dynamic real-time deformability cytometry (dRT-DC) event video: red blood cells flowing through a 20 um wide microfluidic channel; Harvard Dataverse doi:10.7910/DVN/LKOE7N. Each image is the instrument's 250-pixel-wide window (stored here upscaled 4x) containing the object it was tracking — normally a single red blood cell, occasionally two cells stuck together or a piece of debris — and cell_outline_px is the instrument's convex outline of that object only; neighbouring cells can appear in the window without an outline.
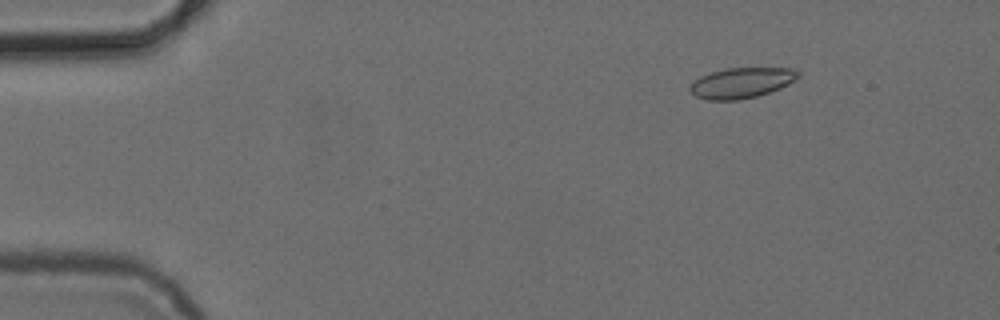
{"species": "common noctule bat (a hibernating species)", "species_latin": "Nyctalus noctula", "temperature_condition": "cold", "stored_images_in_passage": 3, "camera_frame_rate_fps": 3000, "um_per_image_px": 0.085, "animal": {"sex": "female", "body_mass_g": 24.6, "forearm_length_mm": 56.2}, "frame": {"image": 1, "passage_image": 3, "time_ms": 2.333, "image_size_px": [1000, 320], "cell_outline_px": [[800, 76], [788, 84], [780, 88], [756, 96], [736, 100], [708, 100], [696, 96], [688, 88], [700, 76], [724, 68], [792, 68], [800, 72]], "centroid_in_image_um": [63.04, 7.03], "position_along_channel_um": 22.0, "area_um2": 19.02}}